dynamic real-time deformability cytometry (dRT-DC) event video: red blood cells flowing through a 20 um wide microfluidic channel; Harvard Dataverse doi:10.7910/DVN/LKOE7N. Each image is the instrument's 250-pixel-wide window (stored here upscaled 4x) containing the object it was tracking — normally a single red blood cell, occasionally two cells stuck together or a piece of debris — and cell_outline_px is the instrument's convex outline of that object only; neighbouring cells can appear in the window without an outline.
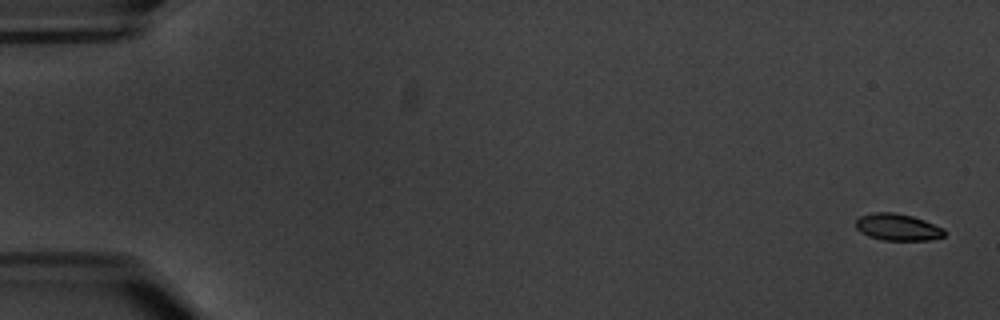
{"species": "common noctule bat (a hibernating species)", "species_latin": "Nyctalus noctula", "temperature_condition": "warm", "stored_images_in_passage": 6, "camera_frame_rate_fps": 3000, "um_per_image_px": 0.085, "animal": {"sex": "male", "body_mass_g": 20.1, "forearm_length_mm": 53.5}, "frame": {"image": 1, "passage_image": 1, "time_ms": 0.0, "image_size_px": [1000, 320], "cell_outline_px": [[944, 236], [928, 240], [884, 240], [868, 236], [860, 232], [856, 228], [856, 220], [860, 216], [876, 212], [892, 212], [912, 216], [924, 220], [944, 228]], "centroid_in_image_um": [76.29, 19.31], "position_along_channel_um": 8.7, "area_um2": 13.76}}
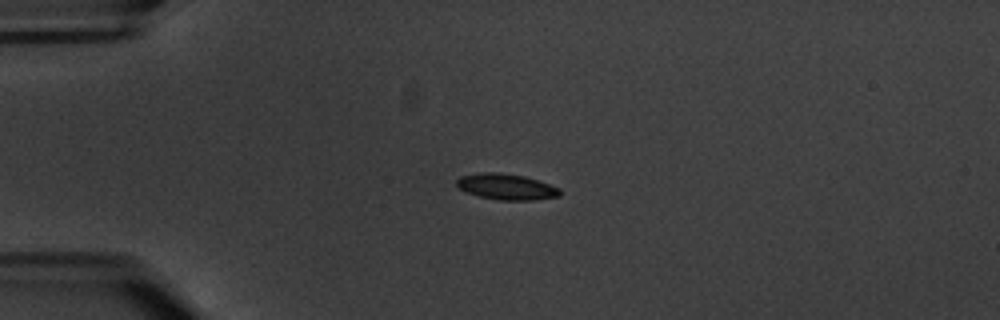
{"frame": {"image": 2, "passage_image": 5, "time_ms": 4.667, "image_size_px": [1000, 320], "cell_outline_px": [[560, 196], [532, 200], [500, 200], [480, 196], [468, 192], [460, 188], [456, 184], [456, 180], [460, 176], [484, 172], [500, 172], [524, 176], [560, 188]], "centroid_in_image_um": [43.04, 15.87], "position_along_channel_um": 42.0, "area_um2": 15.37}}